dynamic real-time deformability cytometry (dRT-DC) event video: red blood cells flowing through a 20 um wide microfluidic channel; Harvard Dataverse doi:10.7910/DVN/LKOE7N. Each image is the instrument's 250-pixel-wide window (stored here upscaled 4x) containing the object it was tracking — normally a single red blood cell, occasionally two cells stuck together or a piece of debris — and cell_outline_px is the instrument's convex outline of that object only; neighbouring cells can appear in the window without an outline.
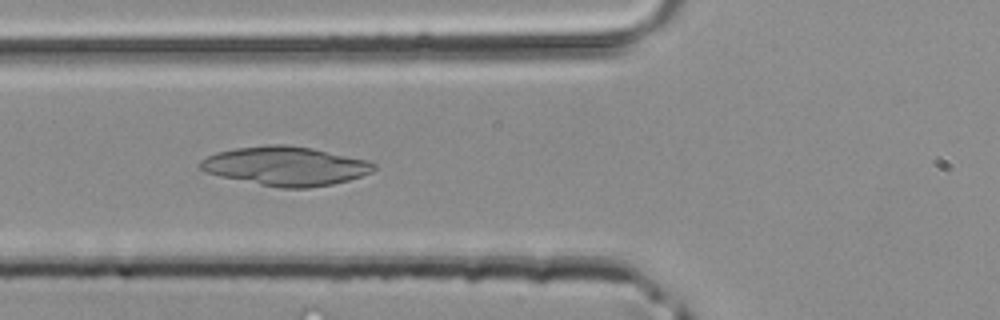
{"species": "common noctule bat (a hibernating species)", "species_latin": "Nyctalus noctula", "temperature_condition": "room temperature", "stored_images_in_passage": 45, "camera_frame_rate_fps": 3000, "um_per_image_px": 0.085, "animal": {"sex": "male", "body_mass_g": 20.4}, "frame": {"image": 1, "passage_image": 17, "time_ms": 5.333, "image_size_px": [1000, 320], "cell_outline_px": [[376, 168], [372, 172], [348, 180], [332, 184], [308, 188], [280, 188], [220, 176], [208, 172], [200, 168], [200, 160], [216, 152], [236, 148], [268, 144], [284, 144], [312, 148], [368, 160], [376, 164]], "centroid_in_image_um": [24.3, 14.11], "position_along_channel_um": 101.5, "area_um2": 39.25}}
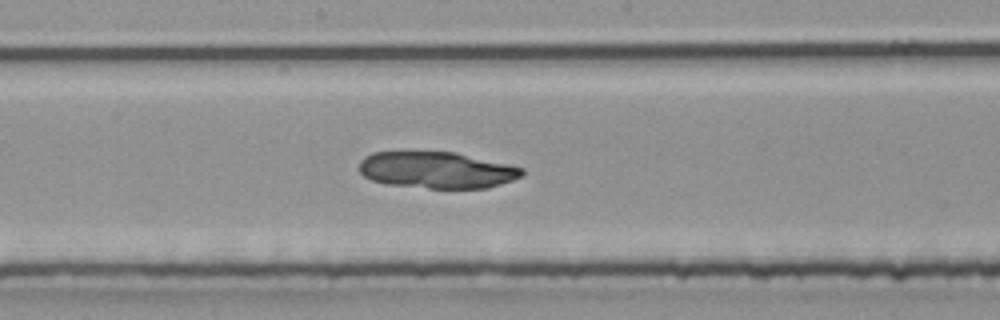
{"frame": {"image": 2, "passage_image": 24, "time_ms": 7.667, "image_size_px": [1000, 320], "cell_outline_px": [[524, 176], [488, 188], [428, 188], [388, 184], [372, 180], [364, 176], [360, 172], [360, 160], [364, 156], [372, 152], [404, 148], [456, 152], [508, 164], [524, 168]], "centroid_in_image_um": [37.07, 14.39], "position_along_channel_um": 211.1, "area_um2": 35.89}}
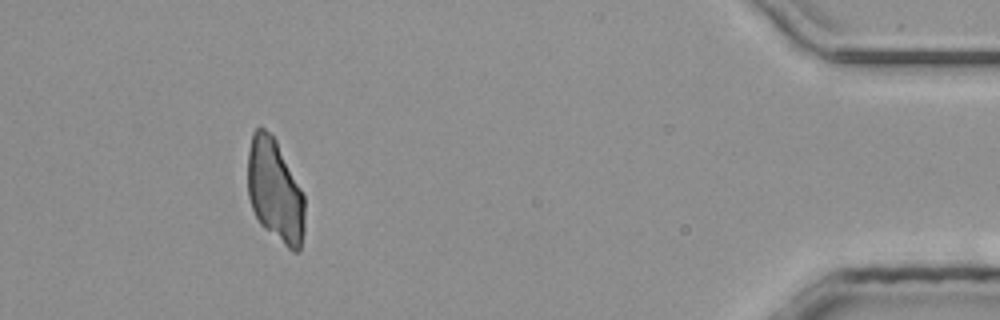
{"frame": {"image": 3, "passage_image": 41, "time_ms": 13.333, "image_size_px": [1000, 320], "cell_outline_px": [[304, 232], [300, 252], [292, 252], [264, 228], [260, 224], [252, 208], [248, 196], [248, 152], [252, 132], [260, 124], [276, 140], [304, 196]], "centroid_in_image_um": [23.37, 16.23], "position_along_channel_um": 411.8, "area_um2": 34.22}}